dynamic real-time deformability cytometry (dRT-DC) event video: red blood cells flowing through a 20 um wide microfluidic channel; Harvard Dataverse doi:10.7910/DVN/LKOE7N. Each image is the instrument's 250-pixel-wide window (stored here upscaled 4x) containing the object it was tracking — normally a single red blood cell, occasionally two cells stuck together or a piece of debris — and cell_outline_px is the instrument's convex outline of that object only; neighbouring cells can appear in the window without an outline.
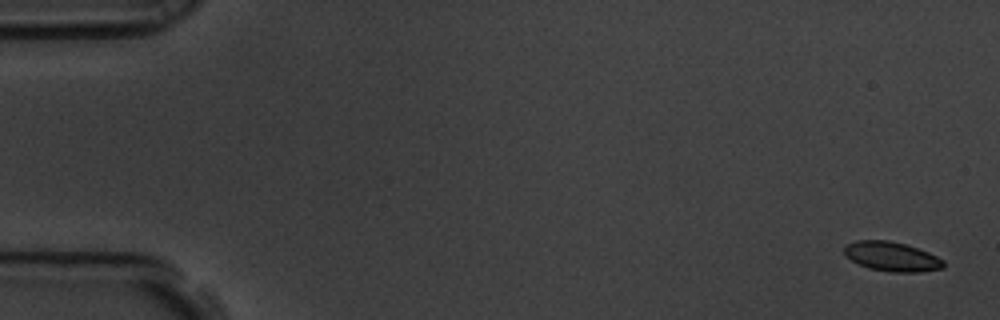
{"species": "common noctule bat (a hibernating species)", "species_latin": "Nyctalus noctula", "temperature_condition": "room temperature", "stored_images_in_passage": 6, "camera_frame_rate_fps": 3000, "um_per_image_px": 0.085, "animal": {"sex": "male", "body_mass_g": 19.5, "forearm_length_mm": 54.6}, "frame": {"image": 1, "passage_image": 1, "time_ms": 0.0, "image_size_px": [1000, 320], "cell_outline_px": [[944, 268], [920, 272], [892, 272], [868, 268], [852, 260], [844, 252], [844, 248], [848, 244], [856, 240], [888, 240], [904, 244], [928, 252], [944, 260]], "centroid_in_image_um": [75.82, 21.81], "position_along_channel_um": 9.2, "area_um2": 16.82}}
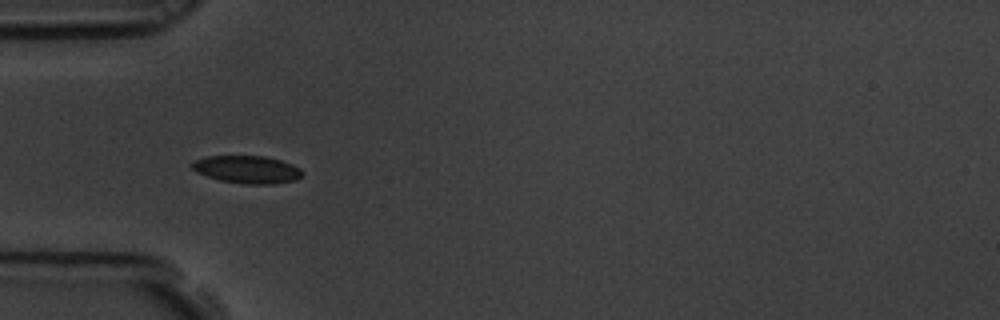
{"frame": {"image": 2, "passage_image": 5, "time_ms": 1.333, "image_size_px": [1000, 320], "cell_outline_px": [[304, 172], [296, 180], [276, 184], [244, 184], [220, 180], [196, 172], [192, 168], [192, 164], [196, 160], [208, 156], [264, 156], [280, 160], [292, 164], [300, 168]], "centroid_in_image_um": [21.04, 14.41], "position_along_channel_um": 64.0, "area_um2": 17.69}}
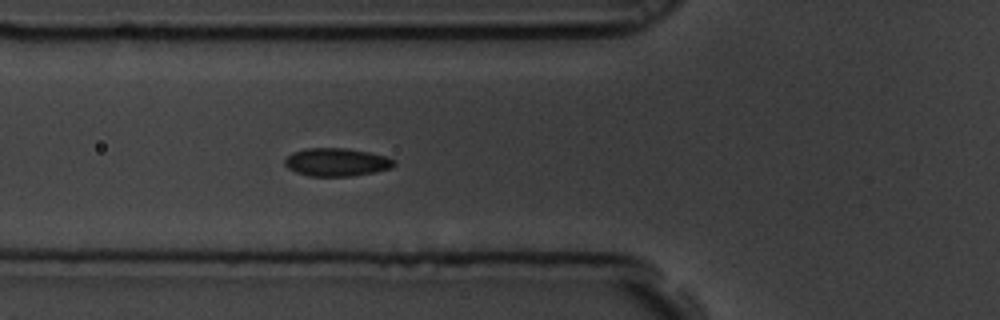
{"frame": {"image": 3, "passage_image": 6, "time_ms": 1.667, "image_size_px": [1000, 320], "cell_outline_px": [[396, 164], [392, 168], [352, 176], [308, 176], [296, 172], [288, 168], [284, 164], [284, 160], [292, 152], [308, 148], [344, 148], [368, 152], [384, 156], [396, 160]], "centroid_in_image_um": [28.6, 13.78], "position_along_channel_um": 97.2, "area_um2": 17.8}}